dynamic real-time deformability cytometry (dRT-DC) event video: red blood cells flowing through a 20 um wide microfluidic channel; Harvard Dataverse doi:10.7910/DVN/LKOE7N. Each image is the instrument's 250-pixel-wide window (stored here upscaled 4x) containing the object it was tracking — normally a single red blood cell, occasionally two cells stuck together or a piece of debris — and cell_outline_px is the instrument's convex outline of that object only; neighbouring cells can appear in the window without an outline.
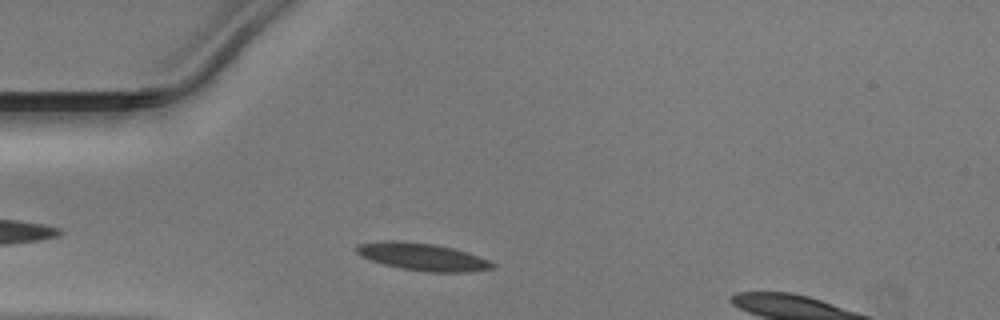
{"species": "Egyptian fruit bat (a non-hibernating species)", "species_latin": "Rousettus aegyptiacus", "temperature_condition": "warm", "stored_images_in_passage": 31, "camera_frame_rate_fps": 3000, "um_per_image_px": 0.085, "animal": {"sex": "male"}, "frame": {"image": 1, "passage_image": 6, "time_ms": 1.667, "image_size_px": [1000, 320], "cell_outline_px": [[496, 264], [492, 268], [468, 272], [428, 272], [400, 268], [384, 264], [360, 256], [356, 252], [356, 244], [380, 240], [396, 240], [436, 244], [468, 252], [480, 256]], "centroid_in_image_um": [35.89, 21.81], "position_along_channel_um": 49.1, "area_um2": 21.85}}
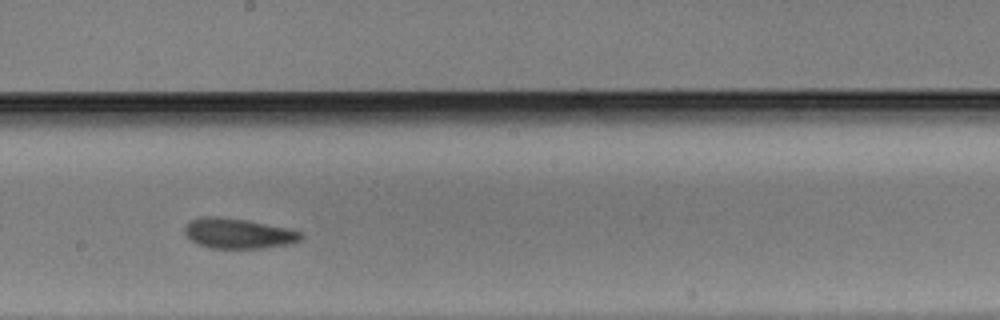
{"frame": {"image": 2, "passage_image": 20, "time_ms": 6.333, "image_size_px": [1000, 320], "cell_outline_px": [[304, 236], [300, 240], [288, 244], [260, 248], [212, 248], [196, 244], [184, 232], [184, 228], [188, 220], [200, 216], [220, 216], [248, 220], [288, 228], [304, 232]], "centroid_in_image_um": [20.24, 19.82], "position_along_channel_um": 228.0, "area_um2": 20.69}}
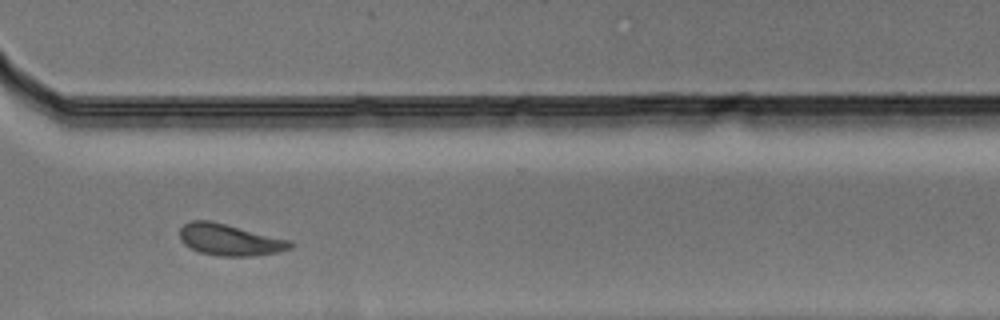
{"frame": {"image": 3, "passage_image": 29, "time_ms": 9.333, "image_size_px": [1000, 320], "cell_outline_px": [[292, 248], [280, 252], [252, 256], [216, 256], [200, 252], [184, 244], [180, 240], [180, 228], [184, 224], [192, 220], [212, 220], [292, 240]], "centroid_in_image_um": [19.55, 20.37], "position_along_channel_um": 351.1, "area_um2": 20.58}}